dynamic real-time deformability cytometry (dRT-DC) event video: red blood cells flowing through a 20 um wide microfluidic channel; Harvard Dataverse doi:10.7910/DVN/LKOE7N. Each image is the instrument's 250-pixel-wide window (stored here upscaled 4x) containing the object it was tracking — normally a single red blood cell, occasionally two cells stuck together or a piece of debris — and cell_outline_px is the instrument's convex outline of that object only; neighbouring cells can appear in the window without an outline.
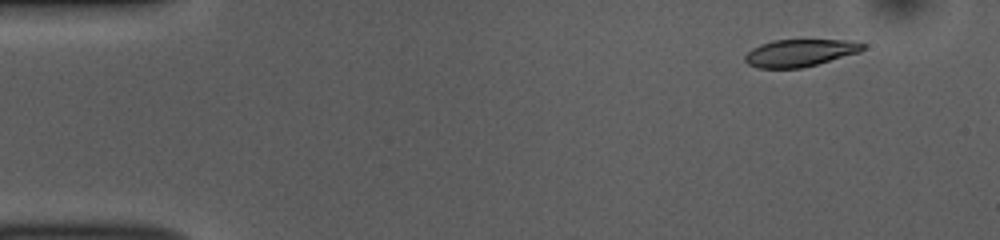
{"species": "common noctule bat (a hibernating species)", "species_latin": "Nyctalus noctula", "temperature_condition": "room temperature", "stored_images_in_passage": 46, "camera_frame_rate_fps": 3000, "um_per_image_px": 0.085, "animal": {"sex": "female", "body_mass_g": 10.0, "forearm_length_mm": 53.1}, "frame": {"image": 1, "passage_image": 2, "time_ms": 0.333, "image_size_px": [1000, 240], "cell_outline_px": [[864, 48], [860, 52], [816, 64], [800, 68], [756, 68], [748, 64], [744, 60], [744, 56], [752, 48], [760, 44], [772, 40], [844, 40], [864, 44]], "centroid_in_image_um": [67.93, 4.5], "position_along_channel_um": 17.1, "area_um2": 18.55}}
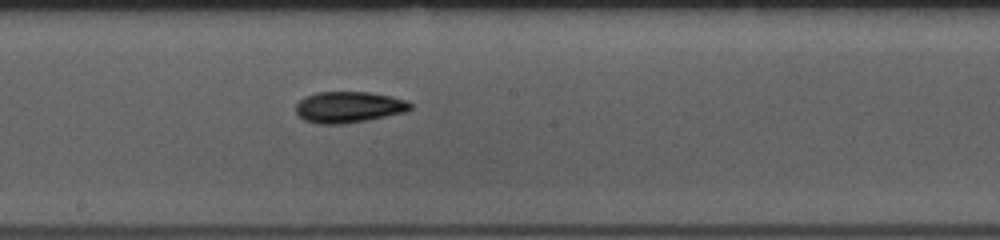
{"frame": {"image": 2, "passage_image": 25, "time_ms": 8.0, "image_size_px": [1000, 240], "cell_outline_px": [[412, 108], [408, 112], [368, 120], [344, 124], [320, 124], [304, 120], [296, 112], [296, 104], [304, 96], [316, 92], [368, 92], [392, 96], [404, 100], [412, 104]], "centroid_in_image_um": [29.66, 9.11], "position_along_channel_um": 218.5, "area_um2": 20.98}}
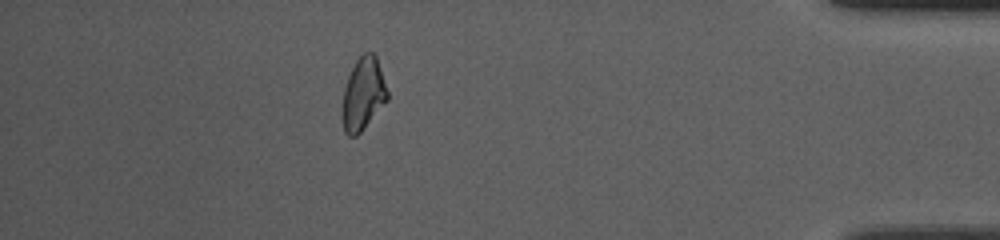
{"frame": {"image": 3, "passage_image": 43, "time_ms": 14.0, "image_size_px": [1000, 240], "cell_outline_px": [[388, 100], [360, 132], [356, 136], [348, 136], [344, 132], [344, 88], [348, 76], [356, 60], [364, 52], [372, 52], [376, 56], [388, 92]], "centroid_in_image_um": [30.89, 7.96], "position_along_channel_um": 404.3, "area_um2": 18.55}, "authors_computed_cell_mechanics": {"area_um2": 19.7676, "velocity_mm_per_s": 3.855, "shape_relaxation_time_tau1_ms": 4.0659, "shape_relaxation_time_tau2_ms": 4.8114, "deformation_change_tau1": 0.1527, "deformation_change_tau2": 0.1153}}